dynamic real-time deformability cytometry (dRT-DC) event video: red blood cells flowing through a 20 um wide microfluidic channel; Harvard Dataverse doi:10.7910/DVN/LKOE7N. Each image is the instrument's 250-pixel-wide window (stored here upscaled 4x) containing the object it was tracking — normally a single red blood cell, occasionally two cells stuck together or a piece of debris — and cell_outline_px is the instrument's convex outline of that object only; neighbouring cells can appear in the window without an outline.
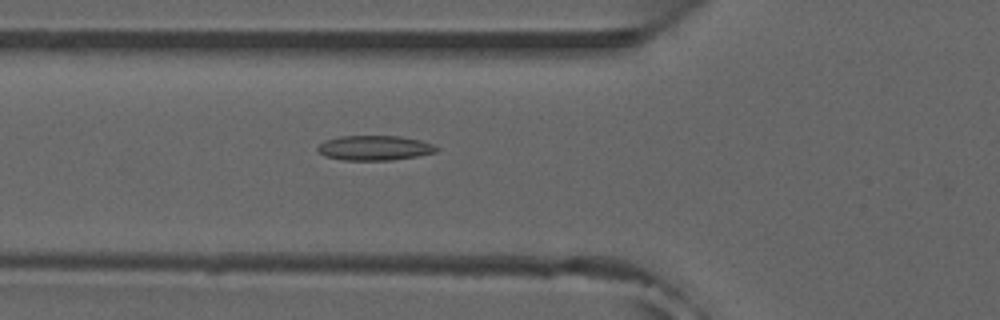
{"species": "common noctule bat (a hibernating species)", "species_latin": "Nyctalus noctula", "temperature_condition": "room temperature", "stored_images_in_passage": 39, "camera_frame_rate_fps": 3000, "um_per_image_px": 0.085, "animal": {"sex": "male", "forearm_length_mm": 52.5}, "frame": {"image": 1, "passage_image": 6, "time_ms": 1.667, "image_size_px": [1000, 320], "cell_outline_px": [[440, 148], [436, 152], [416, 156], [392, 160], [344, 160], [324, 156], [316, 148], [324, 140], [340, 136], [400, 136], [420, 140], [432, 144]], "centroid_in_image_um": [31.83, 12.57], "position_along_channel_um": 94.0, "area_um2": 17.17}, "authors_computed_cell_mechanics": {"area_um2": 15.7794, "velocity_mm_per_s": 3.963, "shape_relaxation_time_tau1_ms": null, "shape_relaxation_time_tau2_ms": 3.9397, "deformation_change_tau1": null, "deformation_change_tau2": 0.1081}}